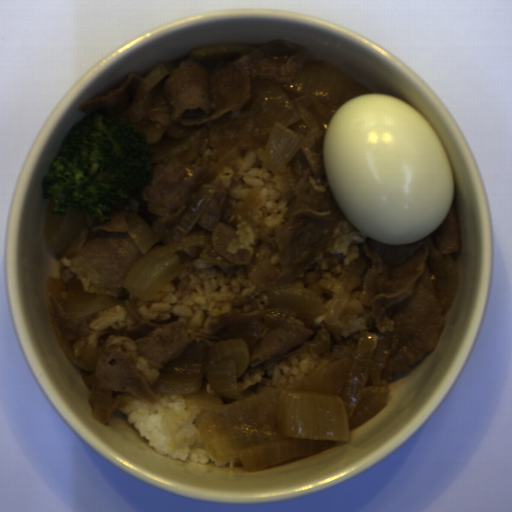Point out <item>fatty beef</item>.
<instances>
[{
    "instance_id": "1",
    "label": "fatty beef",
    "mask_w": 512,
    "mask_h": 512,
    "mask_svg": "<svg viewBox=\"0 0 512 512\" xmlns=\"http://www.w3.org/2000/svg\"><path fill=\"white\" fill-rule=\"evenodd\" d=\"M311 64L305 48L290 40L265 44H214L176 60L158 64L147 75L130 74L109 93L90 98L79 112H105L124 121L126 111L147 95L154 107L170 114L131 125L145 135L151 149L148 186L109 210L102 221L80 214L76 238L61 254L59 279L81 280L83 291L117 298L142 252L129 233L132 210L149 226L171 228L182 221L202 186V179L232 148L238 156L212 181L215 191L200 220L188 234L204 235L196 256L177 251L183 265L206 261L234 274L248 293L236 298L230 314L213 326L133 320L124 307L112 305L84 318H72L49 294L50 319L68 357L95 375L113 396L112 412L134 400L150 403L164 397L155 382L172 361L206 360L212 347L234 338L244 340L248 364L237 379L242 395L262 393L259 383L283 359L321 354L307 375L337 359V346H356L365 332L390 351L380 381L387 384L410 371L439 341L446 323L442 301L448 277L440 265L460 251L454 201L442 222L426 237L405 244L378 243L363 237L339 205L328 181L323 148L325 133L304 142L276 176L285 189L286 207L277 227H265V202L254 193L230 195L244 173L248 151L263 162L268 138L229 147H214L212 128L243 114L253 103L257 82H295ZM368 262L348 297L335 288L352 260ZM271 260L277 272L257 287L248 272ZM296 284L312 290L326 312L309 327L293 312L275 309L271 286Z\"/></svg>"
}]
</instances>
